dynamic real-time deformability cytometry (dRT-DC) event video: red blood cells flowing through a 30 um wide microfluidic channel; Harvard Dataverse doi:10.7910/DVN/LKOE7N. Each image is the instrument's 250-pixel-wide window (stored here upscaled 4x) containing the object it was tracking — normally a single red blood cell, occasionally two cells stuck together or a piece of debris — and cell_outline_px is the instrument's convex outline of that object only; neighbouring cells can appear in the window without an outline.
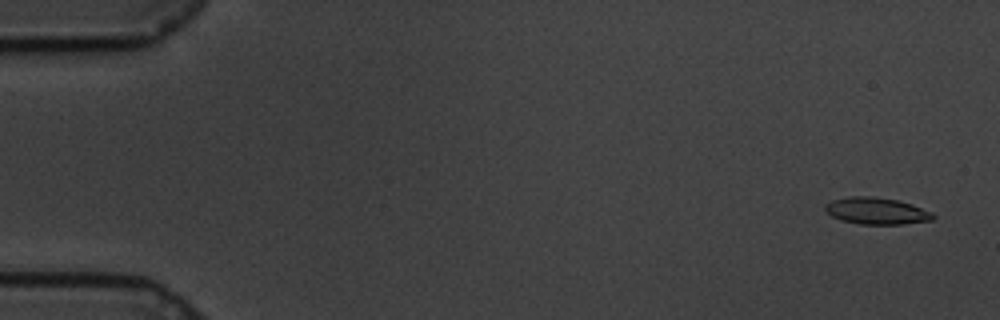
{"species": "common noctule bat (a hibernating species)", "species_latin": "Nyctalus noctula", "temperature_condition": "cold", "stored_images_in_passage": 60, "camera_frame_rate_fps": 3000, "um_per_image_px": 0.085, "animal": {"sex": "male", "body_mass_g": 19.5, "forearm_length_mm": 54.6}, "frame": {"image": 1, "passage_image": 3, "time_ms": 0.667, "image_size_px": [1000, 320], "cell_outline_px": [[936, 216], [932, 220], [904, 224], [860, 224], [840, 220], [832, 216], [824, 208], [824, 204], [832, 200], [848, 196], [872, 196], [896, 200], [912, 204], [932, 212]], "centroid_in_image_um": [74.5, 17.92], "position_along_channel_um": 10.5, "area_um2": 16.88}}
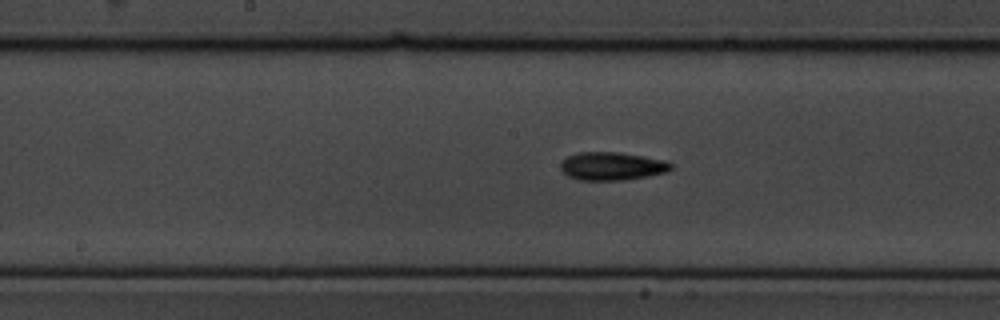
{"frame": {"image": 2, "passage_image": 31, "time_ms": 10.0, "image_size_px": [1000, 320], "cell_outline_px": [[672, 168], [664, 172], [648, 176], [624, 180], [580, 180], [568, 176], [560, 168], [560, 164], [568, 156], [576, 152], [620, 152], [644, 156], [664, 160], [672, 164]], "centroid_in_image_um": [52.0, 14.12], "position_along_channel_um": 196.2, "area_um2": 18.03}}
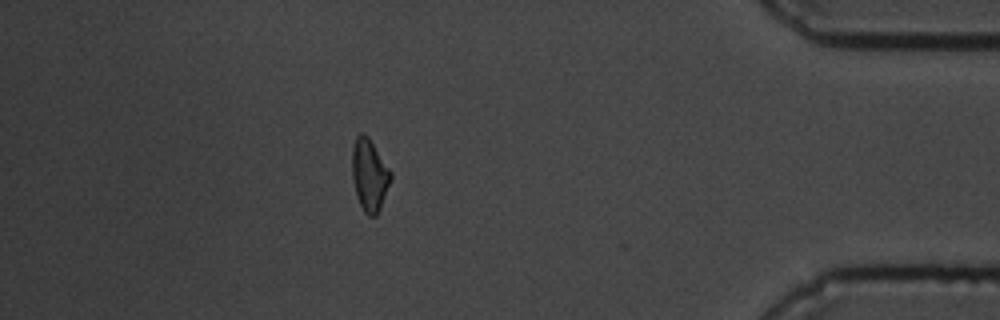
{"frame": {"image": 3, "passage_image": 53, "time_ms": 17.333, "image_size_px": [1000, 320], "cell_outline_px": [[392, 176], [380, 208], [376, 216], [368, 216], [364, 212], [356, 196], [352, 180], [352, 148], [356, 136], [360, 132], [364, 132], [368, 136], [392, 172]], "centroid_in_image_um": [31.38, 14.85], "position_along_channel_um": 403.8, "area_um2": 16.3}, "authors_computed_cell_mechanics": {"area_um2": 16.7331, "velocity_mm_per_s": 3.3966, "shape_relaxation_time_tau1_ms": 7.655, "shape_relaxation_time_tau2_ms": 9.7378, "deformation_change_tau1": 0.1518, "deformation_change_tau2": 0.1744}}